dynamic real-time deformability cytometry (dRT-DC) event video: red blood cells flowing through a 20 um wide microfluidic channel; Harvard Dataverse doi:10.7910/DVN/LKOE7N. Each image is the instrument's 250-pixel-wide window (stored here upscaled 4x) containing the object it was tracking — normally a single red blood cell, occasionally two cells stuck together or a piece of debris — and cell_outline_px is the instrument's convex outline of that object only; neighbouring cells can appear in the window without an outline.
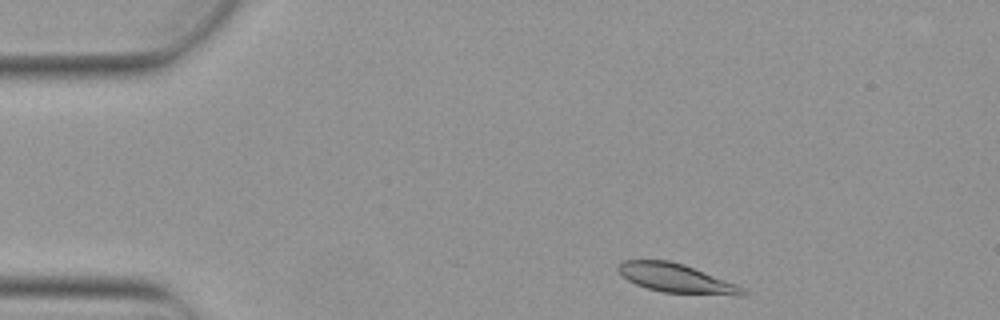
{"species": "Egyptian fruit bat (a non-hibernating species)", "species_latin": "Rousettus aegyptiacus", "temperature_condition": "warm", "stored_images_in_passage": 2, "camera_frame_rate_fps": 3000, "um_per_image_px": 0.085, "animal": {"sex": "female"}, "frame": {"image": 1, "passage_image": 1, "time_ms": 0.0, "image_size_px": [1000, 320], "cell_outline_px": [[748, 292], [744, 296], [736, 296], [660, 292], [636, 284], [628, 280], [616, 268], [616, 264], [624, 260], [668, 260], [684, 264], [736, 284], [744, 288]], "centroid_in_image_um": [57.5, 23.66], "position_along_channel_um": 27.5, "area_um2": 21.1}}